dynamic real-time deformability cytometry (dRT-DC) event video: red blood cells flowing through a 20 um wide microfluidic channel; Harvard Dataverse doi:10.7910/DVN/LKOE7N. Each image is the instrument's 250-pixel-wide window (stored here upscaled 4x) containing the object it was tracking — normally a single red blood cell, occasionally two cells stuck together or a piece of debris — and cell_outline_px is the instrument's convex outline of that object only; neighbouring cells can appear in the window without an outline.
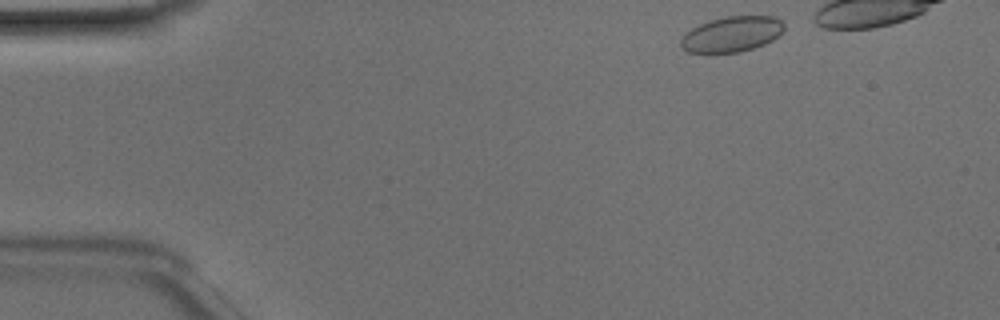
{"species": "Egyptian fruit bat (a non-hibernating species)", "species_latin": "Rousettus aegyptiacus", "temperature_condition": "room temperature", "stored_images_in_passage": 35, "camera_frame_rate_fps": 3000, "um_per_image_px": 0.085, "animal": {"sex": "male"}, "frame": {"image": 1, "passage_image": 1, "time_ms": 0.0, "image_size_px": [1000, 320], "cell_outline_px": [[784, 28], [772, 40], [764, 44], [740, 52], [688, 52], [680, 48], [680, 40], [692, 28], [708, 20], [724, 16], [776, 16], [784, 24]], "centroid_in_image_um": [62.19, 2.89], "position_along_channel_um": 22.8, "area_um2": 21.15}}
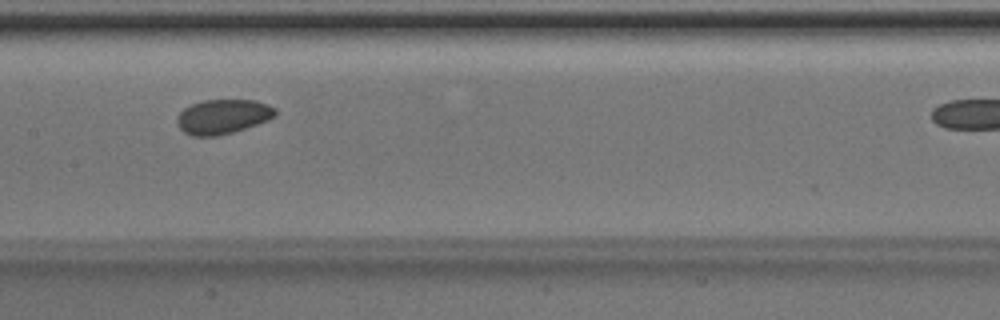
{"frame": {"image": 2, "passage_image": 19, "time_ms": 6.0, "image_size_px": [1000, 320], "cell_outline_px": [[276, 116], [268, 120], [232, 132], [216, 136], [192, 136], [184, 132], [176, 124], [176, 116], [184, 108], [192, 104], [204, 100], [256, 100], [268, 104], [276, 108]], "centroid_in_image_um": [18.93, 9.9], "position_along_channel_um": 188.5, "area_um2": 19.83}}
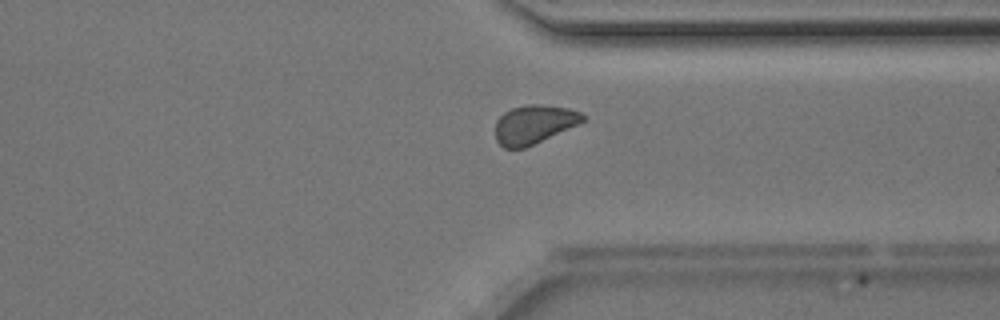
{"frame": {"image": 3, "passage_image": 32, "time_ms": 10.333, "image_size_px": [1000, 320], "cell_outline_px": [[584, 120], [580, 124], [524, 148], [504, 148], [496, 140], [496, 120], [504, 112], [512, 108], [528, 104], [540, 104], [568, 108], [580, 112], [584, 116]], "centroid_in_image_um": [45.39, 10.56], "position_along_channel_um": 366.0, "area_um2": 19.65}}